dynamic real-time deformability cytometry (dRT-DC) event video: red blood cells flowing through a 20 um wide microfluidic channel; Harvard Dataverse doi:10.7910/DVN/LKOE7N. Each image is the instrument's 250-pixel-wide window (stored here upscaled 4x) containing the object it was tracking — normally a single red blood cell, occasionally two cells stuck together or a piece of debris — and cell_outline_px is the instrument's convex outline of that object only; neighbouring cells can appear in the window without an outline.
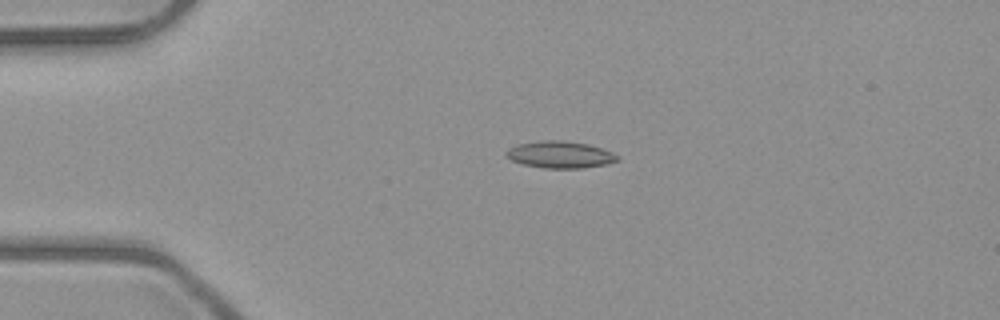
{"species": "common noctule bat (a hibernating species)", "species_latin": "Nyctalus noctula", "temperature_condition": "room temperature", "stored_images_in_passage": 4, "camera_frame_rate_fps": 3000, "um_per_image_px": 0.085, "animal": {"sex": "male", "body_mass_g": 23.1, "forearm_length_mm": 52.7}, "frame": {"image": 1, "passage_image": 3, "time_ms": 3.333, "image_size_px": [1000, 320], "cell_outline_px": [[620, 160], [604, 164], [584, 168], [544, 168], [524, 164], [512, 160], [504, 152], [508, 148], [516, 144], [540, 140], [564, 140], [588, 144], [612, 152], [620, 156]], "centroid_in_image_um": [47.6, 13.13], "position_along_channel_um": 37.4, "area_um2": 17.46}}